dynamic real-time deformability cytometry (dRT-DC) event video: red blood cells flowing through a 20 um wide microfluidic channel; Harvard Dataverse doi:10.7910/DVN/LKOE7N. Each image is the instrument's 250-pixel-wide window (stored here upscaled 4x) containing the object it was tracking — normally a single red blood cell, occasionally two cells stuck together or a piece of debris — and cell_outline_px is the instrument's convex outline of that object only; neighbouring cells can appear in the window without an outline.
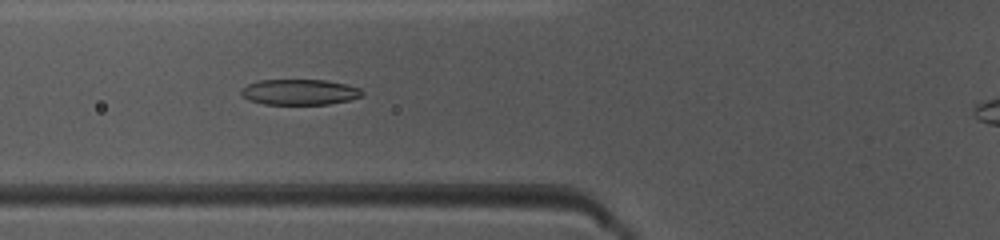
{"species": "common noctule bat (a hibernating species)", "species_latin": "Nyctalus noctula", "temperature_condition": "warm", "stored_images_in_passage": 45, "camera_frame_rate_fps": 3000, "um_per_image_px": 0.085, "animal": {"sex": "female", "body_mass_g": 10.0, "forearm_length_mm": 53.1}, "frame": {"image": 1, "passage_image": 19, "time_ms": 6.0, "image_size_px": [1000, 240], "cell_outline_px": [[364, 92], [360, 96], [348, 100], [328, 104], [264, 104], [248, 100], [240, 92], [240, 88], [248, 84], [260, 80], [324, 80], [348, 84], [360, 88]], "centroid_in_image_um": [25.45, 7.82], "position_along_channel_um": 100.4, "area_um2": 18.03}}
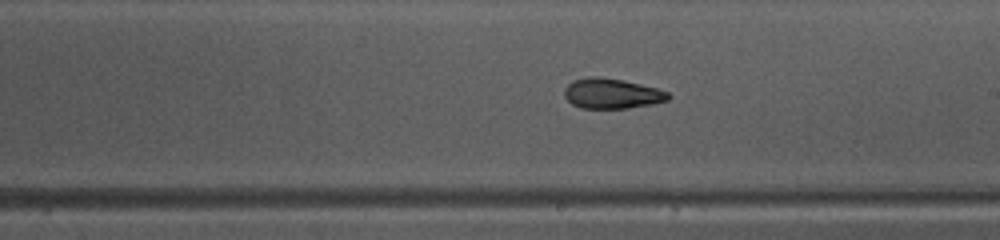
{"frame": {"image": 2, "passage_image": 29, "time_ms": 9.333, "image_size_px": [1000, 240], "cell_outline_px": [[672, 96], [668, 100], [652, 104], [628, 108], [580, 108], [572, 104], [564, 96], [564, 88], [572, 80], [588, 76], [596, 76], [624, 80], [656, 88], [668, 92]], "centroid_in_image_um": [51.99, 7.94], "position_along_channel_um": 237.0, "area_um2": 18.38}}
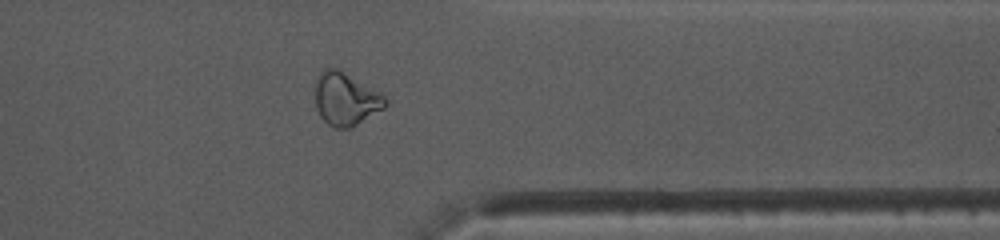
{"frame": {"image": 3, "passage_image": 40, "time_ms": 13.0, "image_size_px": [1000, 240], "cell_outline_px": [[388, 104], [384, 108], [352, 128], [336, 128], [328, 124], [320, 116], [316, 108], [316, 76], [324, 68], [340, 68], [384, 96], [388, 100]], "centroid_in_image_um": [29.38, 8.41], "position_along_channel_um": 382.0, "area_um2": 21.68}}